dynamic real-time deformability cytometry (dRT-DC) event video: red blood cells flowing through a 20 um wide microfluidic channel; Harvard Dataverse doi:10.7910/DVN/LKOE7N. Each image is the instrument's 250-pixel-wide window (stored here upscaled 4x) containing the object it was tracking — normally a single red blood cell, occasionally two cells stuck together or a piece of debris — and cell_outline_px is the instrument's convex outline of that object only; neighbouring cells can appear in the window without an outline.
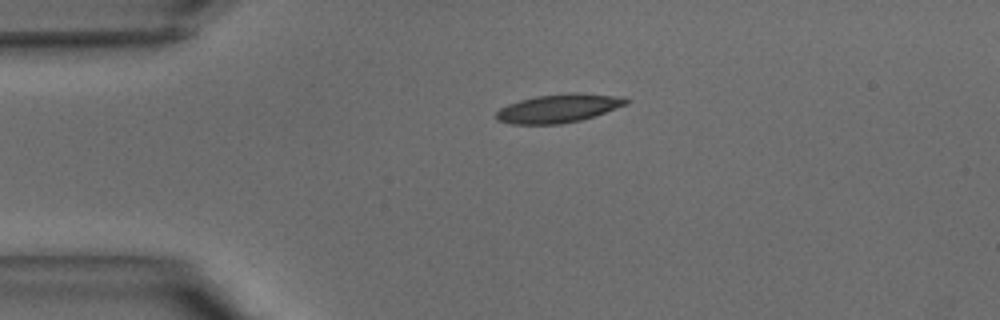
{"species": "common noctule bat (a hibernating species)", "species_latin": "Nyctalus noctula", "temperature_condition": "warm", "stored_images_in_passage": 32, "camera_frame_rate_fps": 3000, "um_per_image_px": 0.085, "animal": {"sex": "male", "body_mass_g": 15.6}, "frame": {"image": 1, "passage_image": 1, "time_ms": 0.0, "image_size_px": [1000, 320], "cell_outline_px": [[628, 104], [580, 120], [560, 124], [512, 124], [496, 120], [496, 112], [500, 108], [508, 104], [520, 100], [536, 96], [572, 92], [580, 92], [624, 96], [628, 100]], "centroid_in_image_um": [47.48, 9.19], "position_along_channel_um": 37.5, "area_um2": 21.62}}
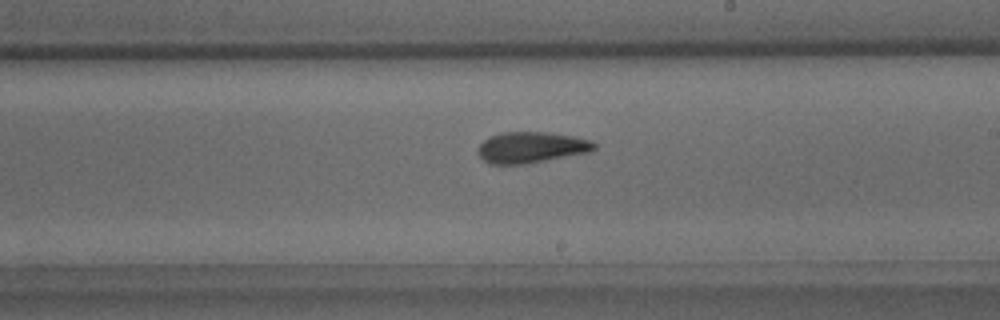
{"frame": {"image": 2, "passage_image": 15, "time_ms": 4.667, "image_size_px": [1000, 320], "cell_outline_px": [[596, 148], [588, 152], [524, 164], [488, 164], [476, 152], [480, 144], [484, 140], [500, 132], [548, 132], [576, 136], [592, 140], [596, 144]], "centroid_in_image_um": [45.15, 12.52], "position_along_channel_um": 243.8, "area_um2": 21.04}}
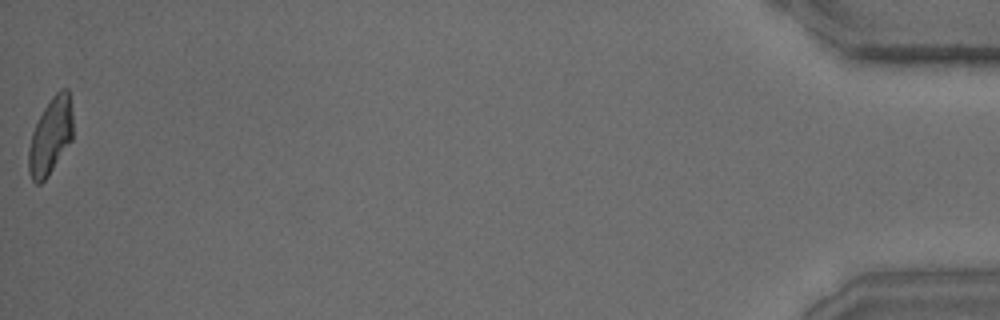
{"frame": {"image": 3, "passage_image": 32, "time_ms": 10.333, "image_size_px": [1000, 320], "cell_outline_px": [[72, 140], [48, 176], [40, 184], [36, 184], [32, 180], [28, 172], [28, 148], [32, 132], [44, 108], [52, 96], [60, 88], [68, 88], [72, 112]], "centroid_in_image_um": [4.29, 11.58], "position_along_channel_um": 430.9, "area_um2": 19.83}}